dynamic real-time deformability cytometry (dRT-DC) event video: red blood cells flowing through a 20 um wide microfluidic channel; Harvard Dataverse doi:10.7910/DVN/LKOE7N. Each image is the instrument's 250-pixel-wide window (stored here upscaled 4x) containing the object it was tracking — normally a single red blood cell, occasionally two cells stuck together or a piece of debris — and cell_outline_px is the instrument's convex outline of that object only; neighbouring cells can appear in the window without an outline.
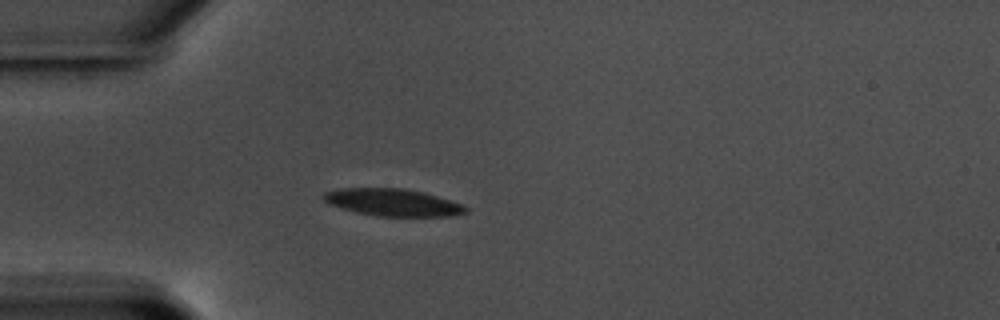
{"species": "common noctule bat (a hibernating species)", "species_latin": "Nyctalus noctula", "temperature_condition": "warm", "stored_images_in_passage": 42, "camera_frame_rate_fps": 3000, "um_per_image_px": 0.085, "animal": {"sex": "male", "body_mass_g": 17.5, "forearm_length_mm": 52.3}, "frame": {"image": 1, "passage_image": 1, "time_ms": 0.0, "image_size_px": [1000, 320], "cell_outline_px": [[468, 212], [452, 216], [376, 216], [356, 212], [328, 204], [320, 196], [324, 192], [340, 188], [404, 188], [424, 192], [460, 204], [468, 208]], "centroid_in_image_um": [33.34, 17.2], "position_along_channel_um": 51.7, "area_um2": 22.54}}
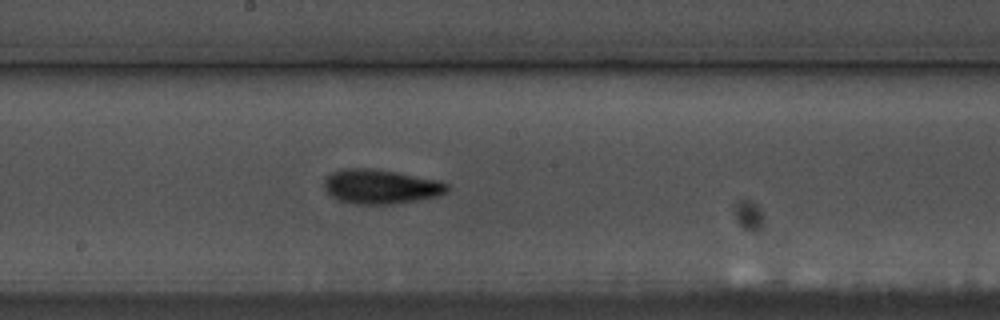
{"frame": {"image": 2, "passage_image": 16, "time_ms": 5.0, "image_size_px": [1000, 320], "cell_outline_px": [[448, 192], [440, 196], [420, 200], [388, 204], [356, 204], [340, 200], [332, 196], [324, 188], [324, 180], [332, 172], [348, 168], [372, 168], [396, 172], [440, 180], [448, 184]], "centroid_in_image_um": [32.41, 15.86], "position_along_channel_um": 215.8, "area_um2": 24.68}}
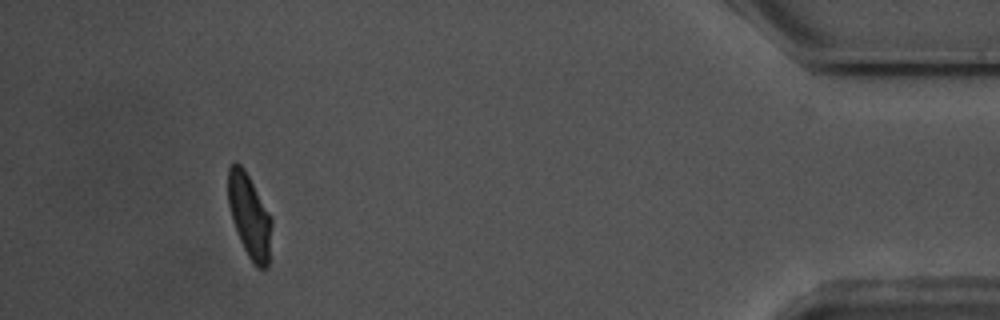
{"frame": {"image": 3, "passage_image": 38, "time_ms": 12.333, "image_size_px": [1000, 320], "cell_outline_px": [[272, 224], [268, 264], [264, 268], [260, 268], [248, 256], [240, 240], [232, 220], [228, 204], [228, 168], [236, 160], [244, 168], [268, 212], [272, 220]], "centroid_in_image_um": [21.18, 18.31], "position_along_channel_um": 414.0, "area_um2": 20.81}, "authors_computed_cell_mechanics": {"area_um2": 22.8021, "velocity_mm_per_s": 3.5368, "shape_relaxation_time_tau1_ms": 3.7774, "shape_relaxation_time_tau2_ms": 3.0526, "deformation_change_tau1": 0.1423, "deformation_change_tau2": 0.0897}}